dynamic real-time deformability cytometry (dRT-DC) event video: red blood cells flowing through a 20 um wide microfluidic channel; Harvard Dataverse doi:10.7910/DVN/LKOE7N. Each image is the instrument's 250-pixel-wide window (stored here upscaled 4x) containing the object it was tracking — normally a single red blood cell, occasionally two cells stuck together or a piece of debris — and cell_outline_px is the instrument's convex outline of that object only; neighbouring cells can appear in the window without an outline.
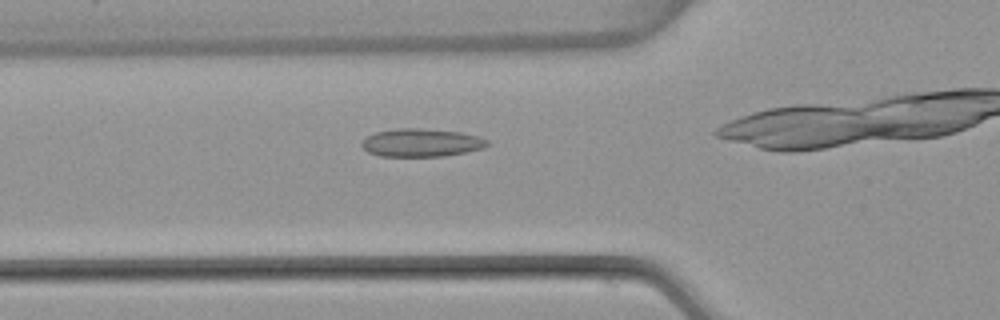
{"species": "common noctule bat (a hibernating species)", "species_latin": "Nyctalus noctula", "temperature_condition": "warm", "stored_images_in_passage": 36, "camera_frame_rate_fps": 3000, "um_per_image_px": 0.085, "animal": {"sex": "female", "body_mass_g": 22.7, "forearm_length_mm": 54.2}, "frame": {"image": 1, "passage_image": 13, "time_ms": 4.0, "image_size_px": [1000, 320], "cell_outline_px": [[488, 144], [484, 148], [444, 156], [380, 156], [368, 152], [360, 144], [368, 136], [376, 132], [396, 128], [420, 128], [460, 132], [480, 136], [488, 140]], "centroid_in_image_um": [35.83, 12.12], "position_along_channel_um": 90.0, "area_um2": 20.46}}
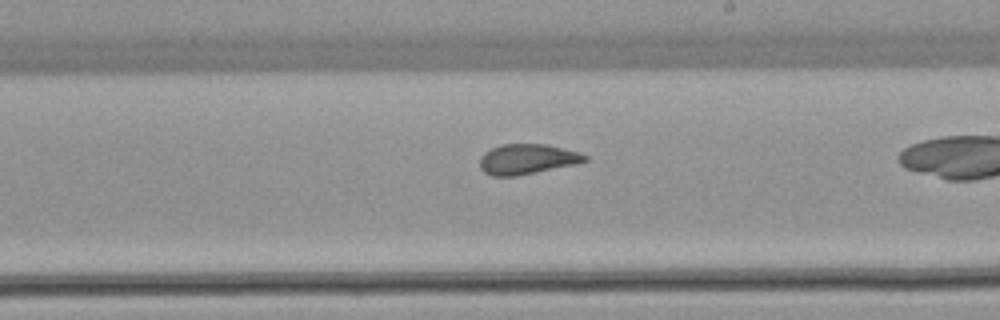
{"frame": {"image": 2, "passage_image": 25, "time_ms": 8.0, "image_size_px": [1000, 320], "cell_outline_px": [[588, 160], [576, 164], [516, 176], [492, 176], [484, 172], [480, 168], [480, 156], [484, 152], [492, 148], [504, 144], [544, 144], [580, 152], [588, 156]], "centroid_in_image_um": [44.8, 13.53], "position_along_channel_um": 244.2, "area_um2": 18.44}}
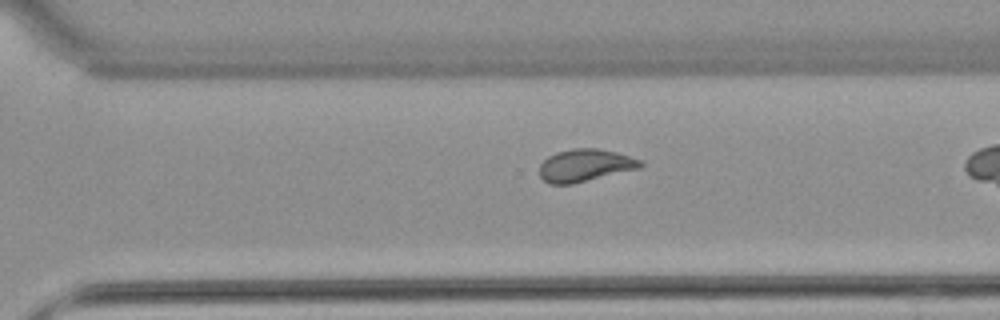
{"frame": {"image": 3, "passage_image": 31, "time_ms": 10.0, "image_size_px": [1000, 320], "cell_outline_px": [[644, 164], [640, 168], [572, 184], [548, 184], [540, 176], [540, 164], [548, 156], [556, 152], [572, 148], [596, 148], [616, 152], [640, 160]], "centroid_in_image_um": [49.71, 14.05], "position_along_channel_um": 320.9, "area_um2": 19.02}}